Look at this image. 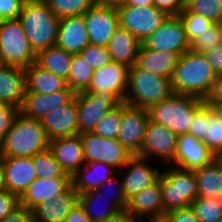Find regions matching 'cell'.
<instances>
[{
    "label": "cell",
    "instance_id": "obj_19",
    "mask_svg": "<svg viewBox=\"0 0 222 222\" xmlns=\"http://www.w3.org/2000/svg\"><path fill=\"white\" fill-rule=\"evenodd\" d=\"M129 68L123 64L111 61L93 72L88 89L89 93H104L111 91L124 101L128 86Z\"/></svg>",
    "mask_w": 222,
    "mask_h": 222
},
{
    "label": "cell",
    "instance_id": "obj_43",
    "mask_svg": "<svg viewBox=\"0 0 222 222\" xmlns=\"http://www.w3.org/2000/svg\"><path fill=\"white\" fill-rule=\"evenodd\" d=\"M222 43V23H214L209 31L204 32L190 44V50L204 53Z\"/></svg>",
    "mask_w": 222,
    "mask_h": 222
},
{
    "label": "cell",
    "instance_id": "obj_47",
    "mask_svg": "<svg viewBox=\"0 0 222 222\" xmlns=\"http://www.w3.org/2000/svg\"><path fill=\"white\" fill-rule=\"evenodd\" d=\"M20 206V198L17 194L8 190L0 192V221Z\"/></svg>",
    "mask_w": 222,
    "mask_h": 222
},
{
    "label": "cell",
    "instance_id": "obj_56",
    "mask_svg": "<svg viewBox=\"0 0 222 222\" xmlns=\"http://www.w3.org/2000/svg\"><path fill=\"white\" fill-rule=\"evenodd\" d=\"M7 190L6 180H5V173H4V166L2 163V159L0 158V192Z\"/></svg>",
    "mask_w": 222,
    "mask_h": 222
},
{
    "label": "cell",
    "instance_id": "obj_45",
    "mask_svg": "<svg viewBox=\"0 0 222 222\" xmlns=\"http://www.w3.org/2000/svg\"><path fill=\"white\" fill-rule=\"evenodd\" d=\"M19 112L20 109L0 102V144L3 142L8 130L12 127Z\"/></svg>",
    "mask_w": 222,
    "mask_h": 222
},
{
    "label": "cell",
    "instance_id": "obj_24",
    "mask_svg": "<svg viewBox=\"0 0 222 222\" xmlns=\"http://www.w3.org/2000/svg\"><path fill=\"white\" fill-rule=\"evenodd\" d=\"M90 44L83 15L59 20L56 46L72 54H79Z\"/></svg>",
    "mask_w": 222,
    "mask_h": 222
},
{
    "label": "cell",
    "instance_id": "obj_2",
    "mask_svg": "<svg viewBox=\"0 0 222 222\" xmlns=\"http://www.w3.org/2000/svg\"><path fill=\"white\" fill-rule=\"evenodd\" d=\"M49 142L40 120L19 112L0 144V157H33L49 149Z\"/></svg>",
    "mask_w": 222,
    "mask_h": 222
},
{
    "label": "cell",
    "instance_id": "obj_42",
    "mask_svg": "<svg viewBox=\"0 0 222 222\" xmlns=\"http://www.w3.org/2000/svg\"><path fill=\"white\" fill-rule=\"evenodd\" d=\"M98 191L102 196L110 199L111 204L118 211L126 210L127 199L125 198L122 179L119 174H116L113 178L99 186Z\"/></svg>",
    "mask_w": 222,
    "mask_h": 222
},
{
    "label": "cell",
    "instance_id": "obj_12",
    "mask_svg": "<svg viewBox=\"0 0 222 222\" xmlns=\"http://www.w3.org/2000/svg\"><path fill=\"white\" fill-rule=\"evenodd\" d=\"M177 135L166 126L149 119L144 135V142L140 153L141 157L168 165L175 154Z\"/></svg>",
    "mask_w": 222,
    "mask_h": 222
},
{
    "label": "cell",
    "instance_id": "obj_37",
    "mask_svg": "<svg viewBox=\"0 0 222 222\" xmlns=\"http://www.w3.org/2000/svg\"><path fill=\"white\" fill-rule=\"evenodd\" d=\"M34 169L36 176L42 178L71 177L66 173L60 164L54 159L52 152L46 151L37 153L33 156Z\"/></svg>",
    "mask_w": 222,
    "mask_h": 222
},
{
    "label": "cell",
    "instance_id": "obj_28",
    "mask_svg": "<svg viewBox=\"0 0 222 222\" xmlns=\"http://www.w3.org/2000/svg\"><path fill=\"white\" fill-rule=\"evenodd\" d=\"M180 55L171 51H156L142 43L138 49L136 65L160 77L171 79Z\"/></svg>",
    "mask_w": 222,
    "mask_h": 222
},
{
    "label": "cell",
    "instance_id": "obj_30",
    "mask_svg": "<svg viewBox=\"0 0 222 222\" xmlns=\"http://www.w3.org/2000/svg\"><path fill=\"white\" fill-rule=\"evenodd\" d=\"M141 42L130 31L119 27L112 35L107 49L111 60L131 68L136 64Z\"/></svg>",
    "mask_w": 222,
    "mask_h": 222
},
{
    "label": "cell",
    "instance_id": "obj_15",
    "mask_svg": "<svg viewBox=\"0 0 222 222\" xmlns=\"http://www.w3.org/2000/svg\"><path fill=\"white\" fill-rule=\"evenodd\" d=\"M149 121L148 110L121 104V121L118 141L133 155H138L144 142L146 126Z\"/></svg>",
    "mask_w": 222,
    "mask_h": 222
},
{
    "label": "cell",
    "instance_id": "obj_54",
    "mask_svg": "<svg viewBox=\"0 0 222 222\" xmlns=\"http://www.w3.org/2000/svg\"><path fill=\"white\" fill-rule=\"evenodd\" d=\"M98 222H141L131 216L126 210L118 211L115 215Z\"/></svg>",
    "mask_w": 222,
    "mask_h": 222
},
{
    "label": "cell",
    "instance_id": "obj_32",
    "mask_svg": "<svg viewBox=\"0 0 222 222\" xmlns=\"http://www.w3.org/2000/svg\"><path fill=\"white\" fill-rule=\"evenodd\" d=\"M26 92L53 93L67 87L66 80L42 68L36 62L25 68Z\"/></svg>",
    "mask_w": 222,
    "mask_h": 222
},
{
    "label": "cell",
    "instance_id": "obj_6",
    "mask_svg": "<svg viewBox=\"0 0 222 222\" xmlns=\"http://www.w3.org/2000/svg\"><path fill=\"white\" fill-rule=\"evenodd\" d=\"M163 211L189 207L198 197L194 171L165 165L159 175Z\"/></svg>",
    "mask_w": 222,
    "mask_h": 222
},
{
    "label": "cell",
    "instance_id": "obj_10",
    "mask_svg": "<svg viewBox=\"0 0 222 222\" xmlns=\"http://www.w3.org/2000/svg\"><path fill=\"white\" fill-rule=\"evenodd\" d=\"M78 110V135L92 132L97 122L110 110L118 107L123 101L113 92H82L76 94Z\"/></svg>",
    "mask_w": 222,
    "mask_h": 222
},
{
    "label": "cell",
    "instance_id": "obj_41",
    "mask_svg": "<svg viewBox=\"0 0 222 222\" xmlns=\"http://www.w3.org/2000/svg\"><path fill=\"white\" fill-rule=\"evenodd\" d=\"M121 121V105L106 113L96 124L93 133L104 138H118Z\"/></svg>",
    "mask_w": 222,
    "mask_h": 222
},
{
    "label": "cell",
    "instance_id": "obj_4",
    "mask_svg": "<svg viewBox=\"0 0 222 222\" xmlns=\"http://www.w3.org/2000/svg\"><path fill=\"white\" fill-rule=\"evenodd\" d=\"M171 79L157 76L136 64L129 68L126 104L148 109L173 94Z\"/></svg>",
    "mask_w": 222,
    "mask_h": 222
},
{
    "label": "cell",
    "instance_id": "obj_53",
    "mask_svg": "<svg viewBox=\"0 0 222 222\" xmlns=\"http://www.w3.org/2000/svg\"><path fill=\"white\" fill-rule=\"evenodd\" d=\"M63 222H93L78 203L74 206Z\"/></svg>",
    "mask_w": 222,
    "mask_h": 222
},
{
    "label": "cell",
    "instance_id": "obj_33",
    "mask_svg": "<svg viewBox=\"0 0 222 222\" xmlns=\"http://www.w3.org/2000/svg\"><path fill=\"white\" fill-rule=\"evenodd\" d=\"M72 57V53L53 46L39 51L36 63L67 81L71 71Z\"/></svg>",
    "mask_w": 222,
    "mask_h": 222
},
{
    "label": "cell",
    "instance_id": "obj_3",
    "mask_svg": "<svg viewBox=\"0 0 222 222\" xmlns=\"http://www.w3.org/2000/svg\"><path fill=\"white\" fill-rule=\"evenodd\" d=\"M18 20L36 53L56 46L60 19L44 0H26Z\"/></svg>",
    "mask_w": 222,
    "mask_h": 222
},
{
    "label": "cell",
    "instance_id": "obj_16",
    "mask_svg": "<svg viewBox=\"0 0 222 222\" xmlns=\"http://www.w3.org/2000/svg\"><path fill=\"white\" fill-rule=\"evenodd\" d=\"M142 44L156 51L176 52L180 56L190 50V43L179 15L169 16Z\"/></svg>",
    "mask_w": 222,
    "mask_h": 222
},
{
    "label": "cell",
    "instance_id": "obj_35",
    "mask_svg": "<svg viewBox=\"0 0 222 222\" xmlns=\"http://www.w3.org/2000/svg\"><path fill=\"white\" fill-rule=\"evenodd\" d=\"M94 70L80 54H73L71 71L66 81L67 86L75 94L88 89Z\"/></svg>",
    "mask_w": 222,
    "mask_h": 222
},
{
    "label": "cell",
    "instance_id": "obj_49",
    "mask_svg": "<svg viewBox=\"0 0 222 222\" xmlns=\"http://www.w3.org/2000/svg\"><path fill=\"white\" fill-rule=\"evenodd\" d=\"M154 5L168 15L176 16L185 8V0H154Z\"/></svg>",
    "mask_w": 222,
    "mask_h": 222
},
{
    "label": "cell",
    "instance_id": "obj_25",
    "mask_svg": "<svg viewBox=\"0 0 222 222\" xmlns=\"http://www.w3.org/2000/svg\"><path fill=\"white\" fill-rule=\"evenodd\" d=\"M49 150L65 172L71 176L86 163L80 135L51 140Z\"/></svg>",
    "mask_w": 222,
    "mask_h": 222
},
{
    "label": "cell",
    "instance_id": "obj_36",
    "mask_svg": "<svg viewBox=\"0 0 222 222\" xmlns=\"http://www.w3.org/2000/svg\"><path fill=\"white\" fill-rule=\"evenodd\" d=\"M49 9L59 19L69 16H81L90 7H92L97 0H44Z\"/></svg>",
    "mask_w": 222,
    "mask_h": 222
},
{
    "label": "cell",
    "instance_id": "obj_46",
    "mask_svg": "<svg viewBox=\"0 0 222 222\" xmlns=\"http://www.w3.org/2000/svg\"><path fill=\"white\" fill-rule=\"evenodd\" d=\"M26 0H0V21L16 20Z\"/></svg>",
    "mask_w": 222,
    "mask_h": 222
},
{
    "label": "cell",
    "instance_id": "obj_29",
    "mask_svg": "<svg viewBox=\"0 0 222 222\" xmlns=\"http://www.w3.org/2000/svg\"><path fill=\"white\" fill-rule=\"evenodd\" d=\"M118 171L102 161L85 163L71 176L72 187L78 193L98 189L99 186L113 178Z\"/></svg>",
    "mask_w": 222,
    "mask_h": 222
},
{
    "label": "cell",
    "instance_id": "obj_27",
    "mask_svg": "<svg viewBox=\"0 0 222 222\" xmlns=\"http://www.w3.org/2000/svg\"><path fill=\"white\" fill-rule=\"evenodd\" d=\"M25 92V69L22 67L0 64V102L20 109Z\"/></svg>",
    "mask_w": 222,
    "mask_h": 222
},
{
    "label": "cell",
    "instance_id": "obj_21",
    "mask_svg": "<svg viewBox=\"0 0 222 222\" xmlns=\"http://www.w3.org/2000/svg\"><path fill=\"white\" fill-rule=\"evenodd\" d=\"M126 211L139 221H148L166 213L163 211L159 179L127 200Z\"/></svg>",
    "mask_w": 222,
    "mask_h": 222
},
{
    "label": "cell",
    "instance_id": "obj_5",
    "mask_svg": "<svg viewBox=\"0 0 222 222\" xmlns=\"http://www.w3.org/2000/svg\"><path fill=\"white\" fill-rule=\"evenodd\" d=\"M203 104V100L197 97L173 93L147 110L150 120L166 126L179 136L188 134L194 113Z\"/></svg>",
    "mask_w": 222,
    "mask_h": 222
},
{
    "label": "cell",
    "instance_id": "obj_50",
    "mask_svg": "<svg viewBox=\"0 0 222 222\" xmlns=\"http://www.w3.org/2000/svg\"><path fill=\"white\" fill-rule=\"evenodd\" d=\"M0 222H36L33 211L19 206L12 213L6 215Z\"/></svg>",
    "mask_w": 222,
    "mask_h": 222
},
{
    "label": "cell",
    "instance_id": "obj_17",
    "mask_svg": "<svg viewBox=\"0 0 222 222\" xmlns=\"http://www.w3.org/2000/svg\"><path fill=\"white\" fill-rule=\"evenodd\" d=\"M217 156L202 142L191 134L177 137L176 151L168 164L181 169L194 171L210 164Z\"/></svg>",
    "mask_w": 222,
    "mask_h": 222
},
{
    "label": "cell",
    "instance_id": "obj_38",
    "mask_svg": "<svg viewBox=\"0 0 222 222\" xmlns=\"http://www.w3.org/2000/svg\"><path fill=\"white\" fill-rule=\"evenodd\" d=\"M190 207L202 222H222V203L215 198L197 197Z\"/></svg>",
    "mask_w": 222,
    "mask_h": 222
},
{
    "label": "cell",
    "instance_id": "obj_31",
    "mask_svg": "<svg viewBox=\"0 0 222 222\" xmlns=\"http://www.w3.org/2000/svg\"><path fill=\"white\" fill-rule=\"evenodd\" d=\"M198 197L215 198L222 203V158H215L210 164L194 170Z\"/></svg>",
    "mask_w": 222,
    "mask_h": 222
},
{
    "label": "cell",
    "instance_id": "obj_40",
    "mask_svg": "<svg viewBox=\"0 0 222 222\" xmlns=\"http://www.w3.org/2000/svg\"><path fill=\"white\" fill-rule=\"evenodd\" d=\"M185 7L212 23H222V0H185Z\"/></svg>",
    "mask_w": 222,
    "mask_h": 222
},
{
    "label": "cell",
    "instance_id": "obj_55",
    "mask_svg": "<svg viewBox=\"0 0 222 222\" xmlns=\"http://www.w3.org/2000/svg\"><path fill=\"white\" fill-rule=\"evenodd\" d=\"M124 4L135 7H149L154 6V0H126Z\"/></svg>",
    "mask_w": 222,
    "mask_h": 222
},
{
    "label": "cell",
    "instance_id": "obj_18",
    "mask_svg": "<svg viewBox=\"0 0 222 222\" xmlns=\"http://www.w3.org/2000/svg\"><path fill=\"white\" fill-rule=\"evenodd\" d=\"M77 102L75 97L62 107H58L46 113L41 119L49 141L78 135Z\"/></svg>",
    "mask_w": 222,
    "mask_h": 222
},
{
    "label": "cell",
    "instance_id": "obj_48",
    "mask_svg": "<svg viewBox=\"0 0 222 222\" xmlns=\"http://www.w3.org/2000/svg\"><path fill=\"white\" fill-rule=\"evenodd\" d=\"M206 106L218 107L222 105V75H217L211 88L203 99Z\"/></svg>",
    "mask_w": 222,
    "mask_h": 222
},
{
    "label": "cell",
    "instance_id": "obj_23",
    "mask_svg": "<svg viewBox=\"0 0 222 222\" xmlns=\"http://www.w3.org/2000/svg\"><path fill=\"white\" fill-rule=\"evenodd\" d=\"M4 166L7 190L19 197L37 178L33 157H0Z\"/></svg>",
    "mask_w": 222,
    "mask_h": 222
},
{
    "label": "cell",
    "instance_id": "obj_34",
    "mask_svg": "<svg viewBox=\"0 0 222 222\" xmlns=\"http://www.w3.org/2000/svg\"><path fill=\"white\" fill-rule=\"evenodd\" d=\"M79 204L93 222L101 221L118 212L111 204V200L102 196L98 189L79 193Z\"/></svg>",
    "mask_w": 222,
    "mask_h": 222
},
{
    "label": "cell",
    "instance_id": "obj_14",
    "mask_svg": "<svg viewBox=\"0 0 222 222\" xmlns=\"http://www.w3.org/2000/svg\"><path fill=\"white\" fill-rule=\"evenodd\" d=\"M188 134L202 140L217 157H222V117L216 107L203 104L194 113Z\"/></svg>",
    "mask_w": 222,
    "mask_h": 222
},
{
    "label": "cell",
    "instance_id": "obj_1",
    "mask_svg": "<svg viewBox=\"0 0 222 222\" xmlns=\"http://www.w3.org/2000/svg\"><path fill=\"white\" fill-rule=\"evenodd\" d=\"M216 76L203 53L188 50L179 57L171 77V85L174 93L203 100Z\"/></svg>",
    "mask_w": 222,
    "mask_h": 222
},
{
    "label": "cell",
    "instance_id": "obj_44",
    "mask_svg": "<svg viewBox=\"0 0 222 222\" xmlns=\"http://www.w3.org/2000/svg\"><path fill=\"white\" fill-rule=\"evenodd\" d=\"M79 54L93 70L101 68L112 61L107 47L89 44Z\"/></svg>",
    "mask_w": 222,
    "mask_h": 222
},
{
    "label": "cell",
    "instance_id": "obj_58",
    "mask_svg": "<svg viewBox=\"0 0 222 222\" xmlns=\"http://www.w3.org/2000/svg\"><path fill=\"white\" fill-rule=\"evenodd\" d=\"M146 222H173L172 219L167 215H161L156 218L150 219Z\"/></svg>",
    "mask_w": 222,
    "mask_h": 222
},
{
    "label": "cell",
    "instance_id": "obj_59",
    "mask_svg": "<svg viewBox=\"0 0 222 222\" xmlns=\"http://www.w3.org/2000/svg\"><path fill=\"white\" fill-rule=\"evenodd\" d=\"M218 110H219V112H220V114H221V117H222V105L221 106H218V107H216Z\"/></svg>",
    "mask_w": 222,
    "mask_h": 222
},
{
    "label": "cell",
    "instance_id": "obj_20",
    "mask_svg": "<svg viewBox=\"0 0 222 222\" xmlns=\"http://www.w3.org/2000/svg\"><path fill=\"white\" fill-rule=\"evenodd\" d=\"M74 97L75 93L68 86L64 90L46 94L25 92L20 113L40 120L49 111L67 105Z\"/></svg>",
    "mask_w": 222,
    "mask_h": 222
},
{
    "label": "cell",
    "instance_id": "obj_52",
    "mask_svg": "<svg viewBox=\"0 0 222 222\" xmlns=\"http://www.w3.org/2000/svg\"><path fill=\"white\" fill-rule=\"evenodd\" d=\"M167 215L173 222H202L193 212L192 208H178L170 210Z\"/></svg>",
    "mask_w": 222,
    "mask_h": 222
},
{
    "label": "cell",
    "instance_id": "obj_22",
    "mask_svg": "<svg viewBox=\"0 0 222 222\" xmlns=\"http://www.w3.org/2000/svg\"><path fill=\"white\" fill-rule=\"evenodd\" d=\"M71 184V177H37L19 197L20 205L33 210L40 203L64 192Z\"/></svg>",
    "mask_w": 222,
    "mask_h": 222
},
{
    "label": "cell",
    "instance_id": "obj_39",
    "mask_svg": "<svg viewBox=\"0 0 222 222\" xmlns=\"http://www.w3.org/2000/svg\"><path fill=\"white\" fill-rule=\"evenodd\" d=\"M179 16L183 21L190 44L204 32L209 31V28L214 24L202 15L189 11L186 7L180 12Z\"/></svg>",
    "mask_w": 222,
    "mask_h": 222
},
{
    "label": "cell",
    "instance_id": "obj_13",
    "mask_svg": "<svg viewBox=\"0 0 222 222\" xmlns=\"http://www.w3.org/2000/svg\"><path fill=\"white\" fill-rule=\"evenodd\" d=\"M90 44L107 47L113 33L120 27L115 6L96 2L83 14Z\"/></svg>",
    "mask_w": 222,
    "mask_h": 222
},
{
    "label": "cell",
    "instance_id": "obj_11",
    "mask_svg": "<svg viewBox=\"0 0 222 222\" xmlns=\"http://www.w3.org/2000/svg\"><path fill=\"white\" fill-rule=\"evenodd\" d=\"M162 165L139 155H133L118 171L122 179L125 198L128 200L145 187L154 184L162 171Z\"/></svg>",
    "mask_w": 222,
    "mask_h": 222
},
{
    "label": "cell",
    "instance_id": "obj_9",
    "mask_svg": "<svg viewBox=\"0 0 222 222\" xmlns=\"http://www.w3.org/2000/svg\"><path fill=\"white\" fill-rule=\"evenodd\" d=\"M86 163L102 161L119 171L133 156L118 139L104 138L93 132L79 134Z\"/></svg>",
    "mask_w": 222,
    "mask_h": 222
},
{
    "label": "cell",
    "instance_id": "obj_26",
    "mask_svg": "<svg viewBox=\"0 0 222 222\" xmlns=\"http://www.w3.org/2000/svg\"><path fill=\"white\" fill-rule=\"evenodd\" d=\"M79 203V193L72 184L49 201L37 205L32 211L36 222H63L71 209Z\"/></svg>",
    "mask_w": 222,
    "mask_h": 222
},
{
    "label": "cell",
    "instance_id": "obj_8",
    "mask_svg": "<svg viewBox=\"0 0 222 222\" xmlns=\"http://www.w3.org/2000/svg\"><path fill=\"white\" fill-rule=\"evenodd\" d=\"M116 9L120 27L133 33L141 43L153 34L170 16L155 5L135 7L121 4Z\"/></svg>",
    "mask_w": 222,
    "mask_h": 222
},
{
    "label": "cell",
    "instance_id": "obj_57",
    "mask_svg": "<svg viewBox=\"0 0 222 222\" xmlns=\"http://www.w3.org/2000/svg\"><path fill=\"white\" fill-rule=\"evenodd\" d=\"M97 2L117 7L118 5L124 4L126 0H97Z\"/></svg>",
    "mask_w": 222,
    "mask_h": 222
},
{
    "label": "cell",
    "instance_id": "obj_51",
    "mask_svg": "<svg viewBox=\"0 0 222 222\" xmlns=\"http://www.w3.org/2000/svg\"><path fill=\"white\" fill-rule=\"evenodd\" d=\"M216 75H222V43L203 53Z\"/></svg>",
    "mask_w": 222,
    "mask_h": 222
},
{
    "label": "cell",
    "instance_id": "obj_7",
    "mask_svg": "<svg viewBox=\"0 0 222 222\" xmlns=\"http://www.w3.org/2000/svg\"><path fill=\"white\" fill-rule=\"evenodd\" d=\"M36 56L18 19L0 21V64L25 69L36 62Z\"/></svg>",
    "mask_w": 222,
    "mask_h": 222
}]
</instances>
